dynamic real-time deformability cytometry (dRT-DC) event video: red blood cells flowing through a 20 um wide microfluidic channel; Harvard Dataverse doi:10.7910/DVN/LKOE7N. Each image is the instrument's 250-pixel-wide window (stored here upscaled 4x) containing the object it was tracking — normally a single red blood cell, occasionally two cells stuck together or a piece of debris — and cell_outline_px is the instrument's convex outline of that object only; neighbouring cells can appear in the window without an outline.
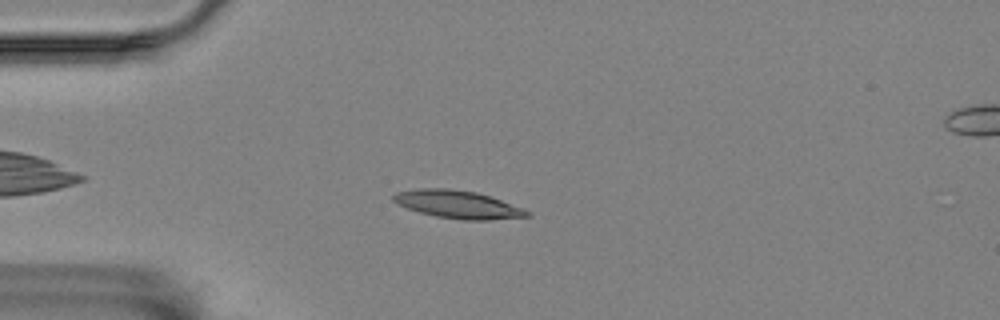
{"species": "Egyptian fruit bat (a non-hibernating species)", "species_latin": "Rousettus aegyptiacus", "temperature_condition": "room temperature", "stored_images_in_passage": 49, "camera_frame_rate_fps": 3000, "um_per_image_px": 0.085, "animal": {"sex": "female"}, "frame": {"image": 1, "passage_image": 6, "time_ms": 1.667, "image_size_px": [1000, 320], "cell_outline_px": [[532, 216], [488, 220], [460, 220], [436, 216], [420, 212], [408, 208], [392, 200], [392, 196], [396, 192], [420, 188], [448, 188], [476, 192], [524, 208], [532, 212]], "centroid_in_image_um": [38.95, 17.38], "position_along_channel_um": 46.0, "area_um2": 21.62}}
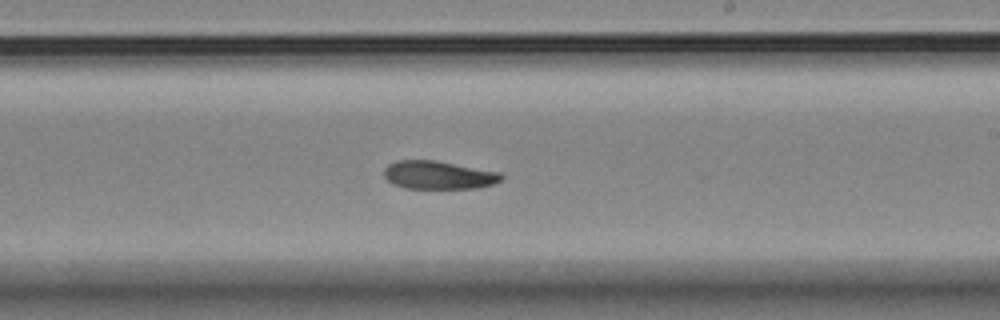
{"frame": {"image": 2, "passage_image": 25, "time_ms": 8.0, "image_size_px": [1000, 320], "cell_outline_px": [[504, 176], [500, 180], [492, 184], [476, 188], [404, 188], [392, 184], [384, 176], [384, 168], [388, 164], [396, 160], [436, 160], [500, 172]], "centroid_in_image_um": [37.24, 14.87], "position_along_channel_um": 251.8, "area_um2": 19.31}}
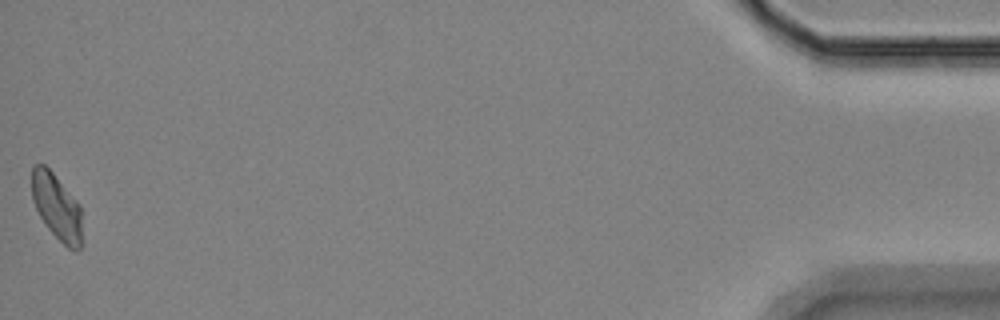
{"frame": {"image": 3, "passage_image": 48, "time_ms": 15.667, "image_size_px": [1000, 320], "cell_outline_px": [[84, 244], [76, 252], [68, 248], [48, 228], [40, 216], [32, 200], [32, 164], [44, 164], [52, 172], [80, 204]], "centroid_in_image_um": [4.87, 17.62], "position_along_channel_um": 430.3, "area_um2": 19.59}}